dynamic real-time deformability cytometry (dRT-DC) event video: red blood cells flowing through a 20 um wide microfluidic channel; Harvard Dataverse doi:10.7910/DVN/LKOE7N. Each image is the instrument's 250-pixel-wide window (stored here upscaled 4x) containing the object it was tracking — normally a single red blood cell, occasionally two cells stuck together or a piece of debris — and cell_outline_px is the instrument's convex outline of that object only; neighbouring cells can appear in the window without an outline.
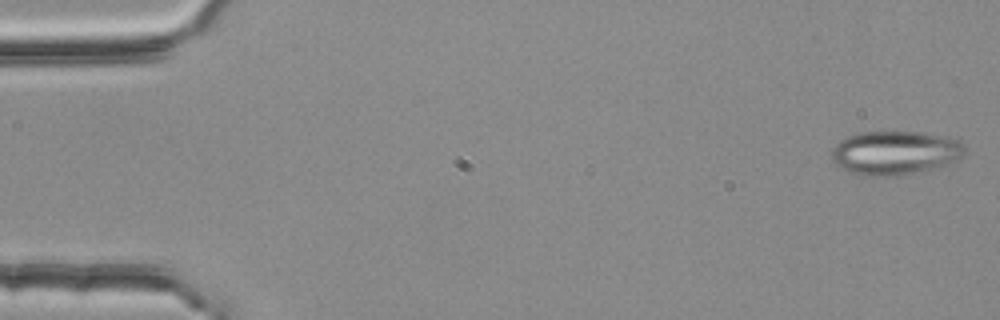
{"species": "common noctule bat (a hibernating species)", "species_latin": "Nyctalus noctula", "temperature_condition": "room temperature", "stored_images_in_passage": 4, "camera_frame_rate_fps": 3000, "um_per_image_px": 0.085, "animal": {"sex": "female", "body_mass_g": 25.1}, "frame": {"image": 1, "passage_image": 1, "time_ms": 0.0, "image_size_px": [1000, 320], "cell_outline_px": [[964, 152], [960, 160], [932, 168], [896, 176], [864, 176], [848, 172], [836, 164], [832, 160], [832, 148], [840, 140], [856, 132], [920, 132], [948, 136], [960, 140], [964, 144]], "centroid_in_image_um": [76.08, 12.98], "position_along_channel_um": 8.9, "area_um2": 34.22}}